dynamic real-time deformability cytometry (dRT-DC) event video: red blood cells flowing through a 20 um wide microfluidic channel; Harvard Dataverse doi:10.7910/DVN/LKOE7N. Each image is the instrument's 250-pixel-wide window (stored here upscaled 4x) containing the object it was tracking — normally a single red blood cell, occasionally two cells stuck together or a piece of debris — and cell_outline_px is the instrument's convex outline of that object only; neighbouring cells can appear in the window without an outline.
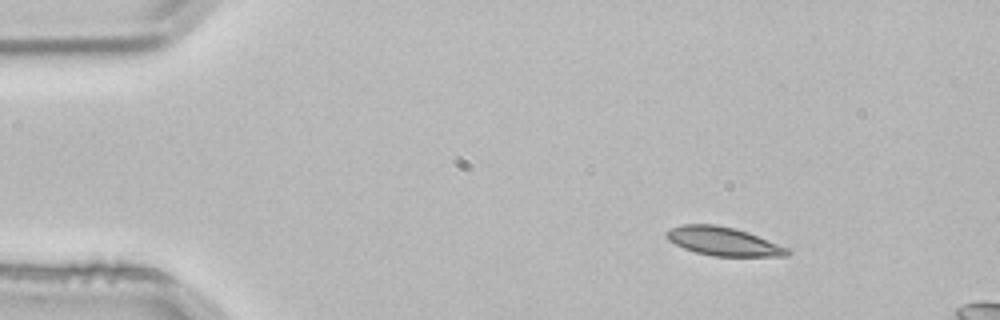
{"species": "common noctule bat (a hibernating species)", "species_latin": "Nyctalus noctula", "temperature_condition": "room temperature", "stored_images_in_passage": 3, "camera_frame_rate_fps": 3000, "um_per_image_px": 0.085, "animal": {"sex": "male", "body_mass_g": 21.5, "forearm_length_mm": 52.0}, "frame": {"image": 1, "passage_image": 1, "time_ms": 0.0, "image_size_px": [1000, 320], "cell_outline_px": [[792, 252], [788, 256], [712, 256], [696, 252], [684, 248], [668, 240], [664, 232], [668, 228], [680, 224], [716, 224], [736, 228], [748, 232], [788, 248]], "centroid_in_image_um": [61.45, 20.5], "position_along_channel_um": 23.5, "area_um2": 20.29}}